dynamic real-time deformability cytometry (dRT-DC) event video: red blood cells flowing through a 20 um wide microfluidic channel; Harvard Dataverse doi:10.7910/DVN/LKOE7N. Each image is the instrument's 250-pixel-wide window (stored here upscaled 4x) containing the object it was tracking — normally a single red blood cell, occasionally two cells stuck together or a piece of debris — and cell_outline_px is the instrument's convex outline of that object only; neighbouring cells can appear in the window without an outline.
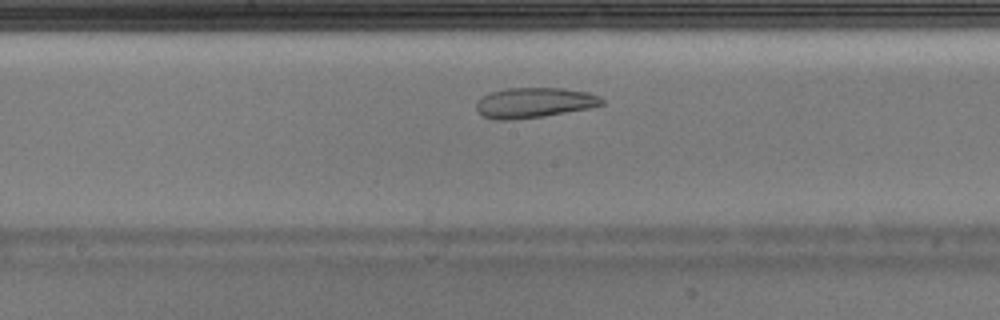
{"species": "Egyptian fruit bat (a non-hibernating species)", "species_latin": "Rousettus aegyptiacus", "temperature_condition": "warm", "stored_images_in_passage": 36, "camera_frame_rate_fps": 3000, "um_per_image_px": 0.085, "animal": {"sex": "male"}, "frame": {"image": 1, "passage_image": 16, "time_ms": 5.0, "image_size_px": [1000, 320], "cell_outline_px": [[604, 104], [588, 108], [544, 116], [512, 120], [496, 120], [484, 116], [476, 112], [476, 100], [488, 92], [508, 88], [564, 88], [588, 92], [600, 96], [604, 100]], "centroid_in_image_um": [45.37, 8.72], "position_along_channel_um": 202.8, "area_um2": 22.31}}